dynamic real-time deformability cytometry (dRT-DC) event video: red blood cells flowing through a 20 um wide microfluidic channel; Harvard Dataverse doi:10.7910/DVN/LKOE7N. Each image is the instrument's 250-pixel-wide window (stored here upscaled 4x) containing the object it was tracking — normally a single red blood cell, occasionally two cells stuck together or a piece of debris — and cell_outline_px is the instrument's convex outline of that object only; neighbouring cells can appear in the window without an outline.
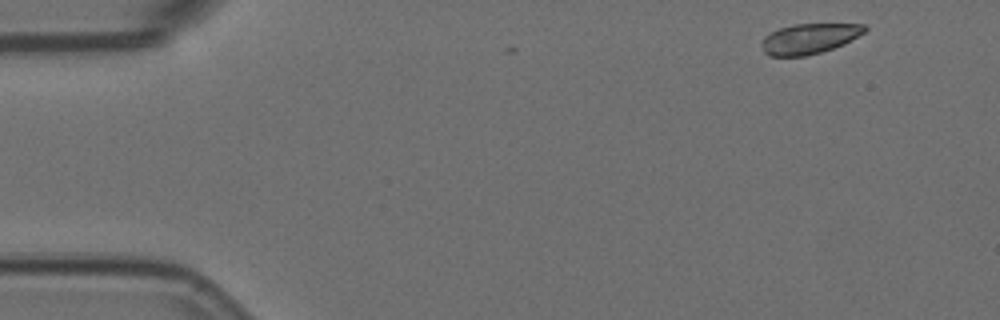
{"species": "Egyptian fruit bat (a non-hibernating species)", "species_latin": "Rousettus aegyptiacus", "temperature_condition": "room temperature", "stored_images_in_passage": 4, "camera_frame_rate_fps": 3000, "um_per_image_px": 0.085, "animal": {"sex": "female"}, "frame": {"image": 1, "passage_image": 1, "time_ms": 0.0, "image_size_px": [1000, 320], "cell_outline_px": [[868, 28], [864, 32], [844, 44], [820, 52], [804, 56], [768, 56], [764, 52], [764, 36], [780, 28], [792, 24], [864, 24]], "centroid_in_image_um": [68.81, 3.28], "position_along_channel_um": 16.2, "area_um2": 17.86}}
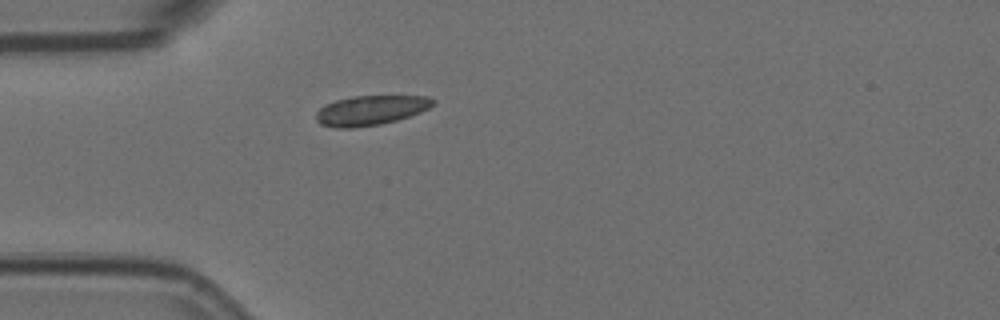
{"frame": {"image": 2, "passage_image": 4, "time_ms": 1.0, "image_size_px": [1000, 320], "cell_outline_px": [[436, 104], [420, 112], [396, 120], [380, 124], [352, 128], [336, 128], [320, 124], [316, 120], [316, 112], [324, 104], [336, 100], [352, 96], [428, 96], [436, 100]], "centroid_in_image_um": [31.5, 9.37], "position_along_channel_um": 53.5, "area_um2": 20.29}}